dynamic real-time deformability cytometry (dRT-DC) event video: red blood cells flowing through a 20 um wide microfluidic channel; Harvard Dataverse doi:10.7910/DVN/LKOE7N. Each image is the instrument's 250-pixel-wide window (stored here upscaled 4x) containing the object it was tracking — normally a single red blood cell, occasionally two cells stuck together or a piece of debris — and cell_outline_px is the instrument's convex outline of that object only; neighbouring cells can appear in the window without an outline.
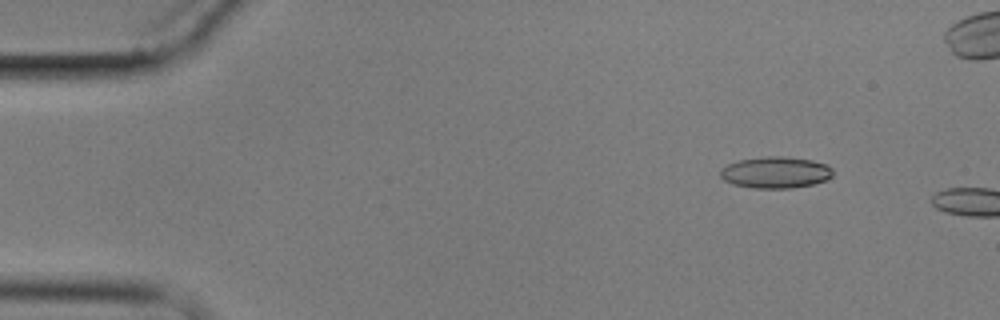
{"species": "common noctule bat (a hibernating species)", "species_latin": "Nyctalus noctula", "temperature_condition": "cold", "stored_images_in_passage": 3, "camera_frame_rate_fps": 3000, "um_per_image_px": 0.085, "animal": {"sex": "male", "body_mass_g": 17.9}, "frame": {"image": 1, "passage_image": 2, "time_ms": 1.0, "image_size_px": [1000, 320], "cell_outline_px": [[832, 176], [824, 180], [812, 184], [792, 188], [752, 188], [732, 184], [724, 180], [720, 176], [720, 168], [728, 164], [740, 160], [768, 156], [780, 156], [812, 160], [828, 164], [832, 168]], "centroid_in_image_um": [65.91, 14.66], "position_along_channel_um": 19.1, "area_um2": 20.63}}